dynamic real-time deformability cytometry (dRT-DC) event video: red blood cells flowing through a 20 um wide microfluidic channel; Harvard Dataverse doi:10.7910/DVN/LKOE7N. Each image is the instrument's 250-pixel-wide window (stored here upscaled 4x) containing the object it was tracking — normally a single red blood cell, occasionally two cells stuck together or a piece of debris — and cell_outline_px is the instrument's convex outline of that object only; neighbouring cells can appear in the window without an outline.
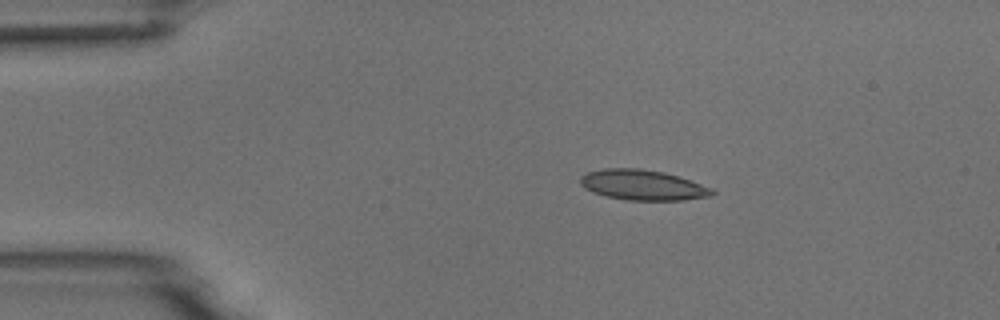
{"species": "common noctule bat (a hibernating species)", "species_latin": "Nyctalus noctula", "temperature_condition": "room temperature", "stored_images_in_passage": 6, "camera_frame_rate_fps": 3000, "um_per_image_px": 0.085, "animal": {"sex": "male", "body_mass_g": 18.8}, "frame": {"image": 1, "passage_image": 2, "time_ms": 1.333, "image_size_px": [1000, 320], "cell_outline_px": [[716, 192], [712, 196], [684, 200], [628, 200], [604, 196], [592, 192], [584, 188], [580, 184], [580, 176], [588, 172], [604, 168], [640, 168], [664, 172], [712, 188]], "centroid_in_image_um": [54.6, 15.73], "position_along_channel_um": 30.4, "area_um2": 23.29}}
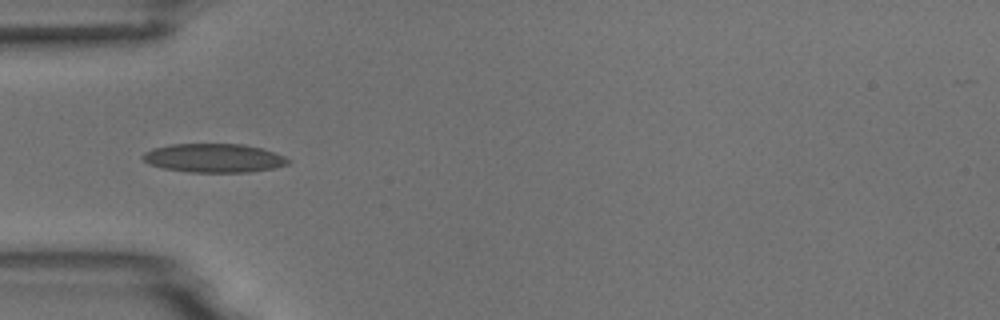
{"frame": {"image": 2, "passage_image": 4, "time_ms": 3.667, "image_size_px": [1000, 320], "cell_outline_px": [[292, 160], [288, 164], [272, 168], [248, 172], [188, 172], [164, 168], [148, 164], [140, 156], [144, 152], [152, 148], [172, 144], [244, 144], [260, 148], [284, 156]], "centroid_in_image_um": [18.15, 13.43], "position_along_channel_um": 66.9, "area_um2": 24.33}}